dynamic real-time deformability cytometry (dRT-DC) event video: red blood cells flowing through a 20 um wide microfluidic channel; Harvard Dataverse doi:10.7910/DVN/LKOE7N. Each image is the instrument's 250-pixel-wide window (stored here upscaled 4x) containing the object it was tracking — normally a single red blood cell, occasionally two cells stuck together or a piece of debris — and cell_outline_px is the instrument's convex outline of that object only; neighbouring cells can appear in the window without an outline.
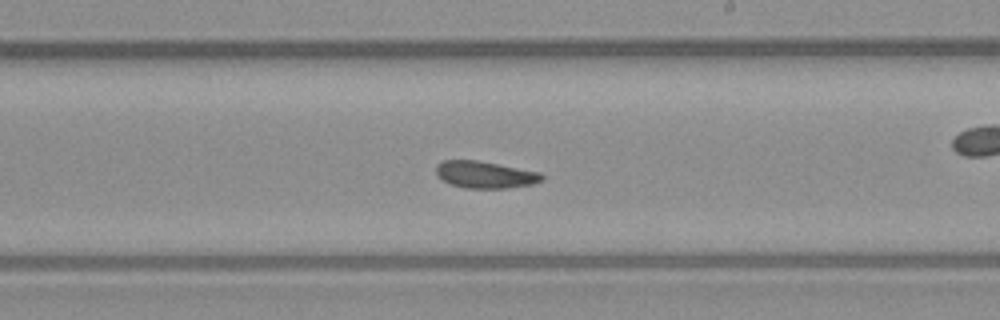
{"species": "common noctule bat (a hibernating species)", "species_latin": "Nyctalus noctula", "temperature_condition": "warm", "stored_images_in_passage": 52, "camera_frame_rate_fps": 3000, "um_per_image_px": 0.085, "animal": {"sex": "male", "body_mass_g": 23.1, "forearm_length_mm": 52.7}, "frame": {"image": 1, "passage_image": 30, "time_ms": 9.667, "image_size_px": [1000, 320], "cell_outline_px": [[544, 180], [532, 184], [508, 188], [464, 188], [452, 184], [436, 176], [436, 164], [444, 160], [476, 160], [540, 172], [544, 176]], "centroid_in_image_um": [41.23, 14.85], "position_along_channel_um": 247.8, "area_um2": 16.59}}